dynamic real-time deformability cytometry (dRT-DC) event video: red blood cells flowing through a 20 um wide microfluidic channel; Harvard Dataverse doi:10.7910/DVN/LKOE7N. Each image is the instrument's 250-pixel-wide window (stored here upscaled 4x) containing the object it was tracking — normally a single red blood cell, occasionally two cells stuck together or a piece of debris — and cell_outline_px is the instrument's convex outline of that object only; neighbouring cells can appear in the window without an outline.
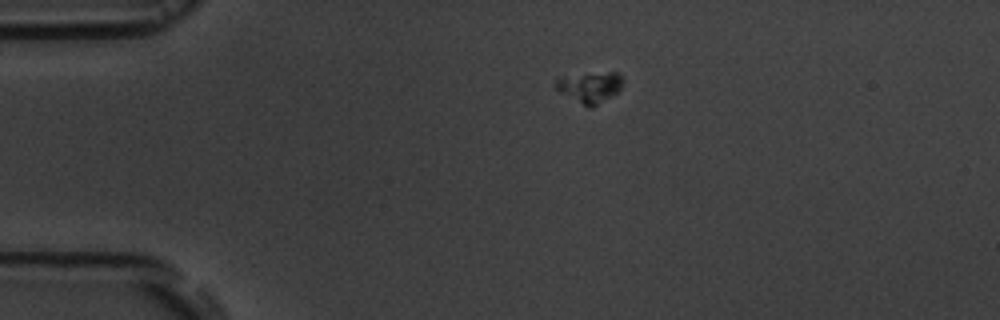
{"species": "common noctule bat (a hibernating species)", "species_latin": "Nyctalus noctula", "temperature_condition": "room temperature", "stored_images_in_passage": 4, "camera_frame_rate_fps": 3000, "um_per_image_px": 0.085, "animal": {"sex": "male", "body_mass_g": 19.5, "forearm_length_mm": 54.6}, "frame": {"image": 1, "passage_image": 1, "time_ms": 0.0, "image_size_px": [1000, 320], "cell_outline_px": [[624, 80], [620, 88], [616, 92], [592, 108], [588, 108], [560, 92], [552, 84], [560, 76], [608, 72], [616, 72]], "centroid_in_image_um": [50.09, 7.4], "position_along_channel_um": 34.9, "area_um2": 11.96}}
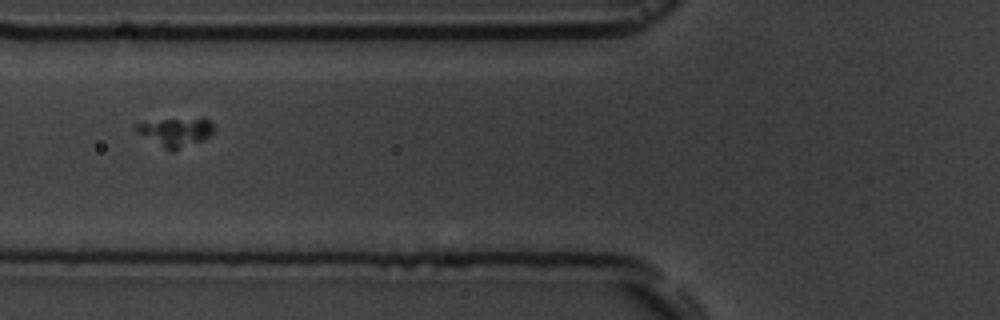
{"frame": {"image": 2, "passage_image": 4, "time_ms": 3.333, "image_size_px": [1000, 320], "cell_outline_px": [[212, 132], [204, 140], [172, 152], [164, 148], [136, 132], [136, 124], [140, 120], [208, 120], [212, 124]], "centroid_in_image_um": [14.84, 11.25], "position_along_channel_um": 111.0, "area_um2": 12.6}}